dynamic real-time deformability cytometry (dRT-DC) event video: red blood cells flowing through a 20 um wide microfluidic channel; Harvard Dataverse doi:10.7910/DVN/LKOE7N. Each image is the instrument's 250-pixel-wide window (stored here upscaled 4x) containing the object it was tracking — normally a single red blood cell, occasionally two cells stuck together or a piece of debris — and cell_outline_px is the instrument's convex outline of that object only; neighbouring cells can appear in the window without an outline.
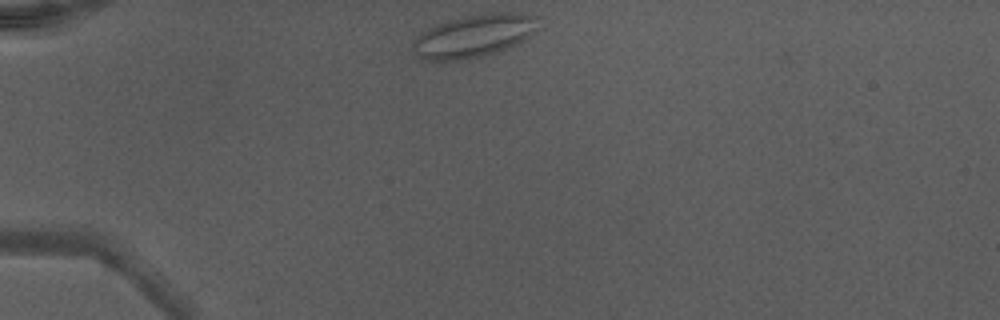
{"species": "Egyptian fruit bat (a non-hibernating species)", "species_latin": "Rousettus aegyptiacus", "temperature_condition": "warm", "stored_images_in_passage": 36, "camera_frame_rate_fps": 3000, "um_per_image_px": 0.085, "animal": {"sex": "male"}, "frame": {"image": 1, "passage_image": 1, "time_ms": 0.0, "image_size_px": [1000, 320], "cell_outline_px": [[536, 32], [532, 36], [508, 48], [480, 56], [456, 60], [420, 60], [412, 52], [412, 44], [420, 32], [436, 24], [448, 20], [468, 16], [496, 12], [512, 12], [532, 16], [536, 28]], "centroid_in_image_um": [40.2, 3.07], "position_along_channel_um": 44.8, "area_um2": 30.87}}
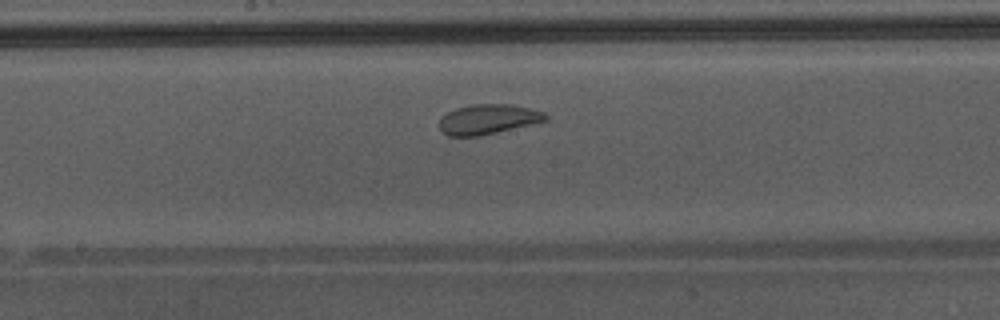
{"frame": {"image": 2, "passage_image": 15, "time_ms": 4.667, "image_size_px": [1000, 320], "cell_outline_px": [[548, 120], [480, 136], [448, 136], [440, 128], [440, 116], [456, 108], [472, 104], [512, 104], [544, 112], [548, 116]], "centroid_in_image_um": [41.48, 10.13], "position_along_channel_um": 206.7, "area_um2": 18.44}}
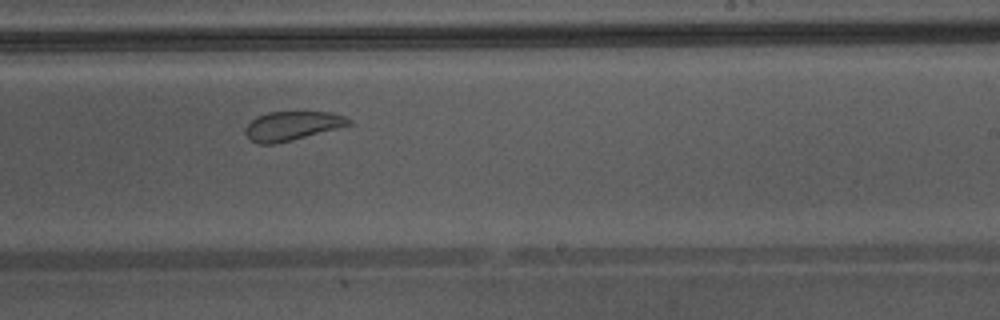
{"frame": {"image": 3, "passage_image": 19, "time_ms": 6.0, "image_size_px": [1000, 320], "cell_outline_px": [[352, 124], [292, 140], [276, 144], [256, 144], [248, 140], [244, 132], [244, 128], [256, 116], [268, 112], [332, 112], [344, 116], [352, 120]], "centroid_in_image_um": [24.78, 10.7], "position_along_channel_um": 264.2, "area_um2": 17.63}, "authors_computed_cell_mechanics": {"area_um2": 20.3456, "velocity_mm_per_s": 4.3168, "shape_relaxation_time_tau1_ms": null, "shape_relaxation_time_tau2_ms": 1.1592, "deformation_change_tau1": null, "deformation_change_tau2": 0.0728}}